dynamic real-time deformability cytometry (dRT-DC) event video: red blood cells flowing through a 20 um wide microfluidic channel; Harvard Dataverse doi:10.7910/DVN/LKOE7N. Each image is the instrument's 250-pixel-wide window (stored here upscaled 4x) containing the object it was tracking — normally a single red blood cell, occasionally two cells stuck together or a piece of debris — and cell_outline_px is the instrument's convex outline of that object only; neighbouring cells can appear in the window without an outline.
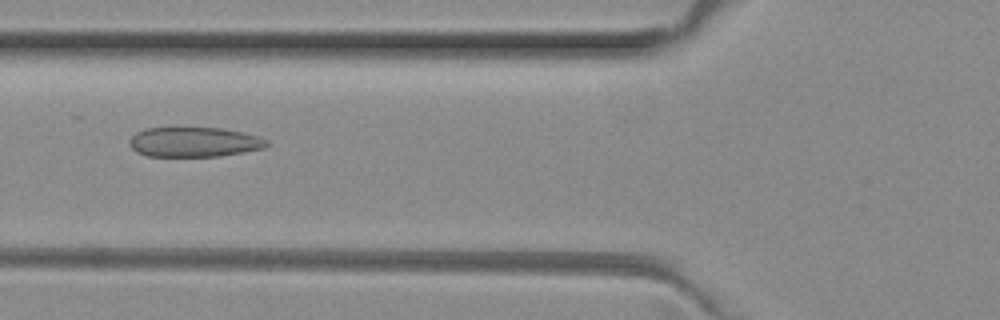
{"species": "common noctule bat (a hibernating species)", "species_latin": "Nyctalus noctula", "temperature_condition": "room temperature", "stored_images_in_passage": 4, "camera_frame_rate_fps": 3000, "um_per_image_px": 0.085, "animal": {"sex": "female", "body_mass_g": 29.2, "forearm_length_mm": 56.3}, "frame": {"image": 1, "passage_image": 4, "time_ms": 1.0, "image_size_px": [1000, 320], "cell_outline_px": [[268, 144], [264, 148], [244, 152], [220, 156], [148, 156], [136, 152], [128, 144], [128, 140], [136, 132], [144, 128], [220, 128], [240, 132], [256, 136], [268, 140]], "centroid_in_image_um": [16.45, 12.08], "position_along_channel_um": 109.3, "area_um2": 23.76}}